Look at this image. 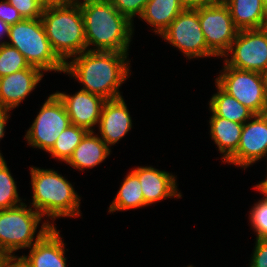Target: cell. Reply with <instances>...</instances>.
<instances>
[{
    "label": "cell",
    "instance_id": "9a60e30c",
    "mask_svg": "<svg viewBox=\"0 0 267 267\" xmlns=\"http://www.w3.org/2000/svg\"><path fill=\"white\" fill-rule=\"evenodd\" d=\"M98 125L100 138L109 147L131 130L132 119L123 97L104 102Z\"/></svg>",
    "mask_w": 267,
    "mask_h": 267
},
{
    "label": "cell",
    "instance_id": "836d02e7",
    "mask_svg": "<svg viewBox=\"0 0 267 267\" xmlns=\"http://www.w3.org/2000/svg\"><path fill=\"white\" fill-rule=\"evenodd\" d=\"M79 0H40L44 7L49 6H66L77 3Z\"/></svg>",
    "mask_w": 267,
    "mask_h": 267
},
{
    "label": "cell",
    "instance_id": "3957f363",
    "mask_svg": "<svg viewBox=\"0 0 267 267\" xmlns=\"http://www.w3.org/2000/svg\"><path fill=\"white\" fill-rule=\"evenodd\" d=\"M32 207L42 216L55 220L81 216L80 196L66 178L52 169L30 167Z\"/></svg>",
    "mask_w": 267,
    "mask_h": 267
},
{
    "label": "cell",
    "instance_id": "d4e9b609",
    "mask_svg": "<svg viewBox=\"0 0 267 267\" xmlns=\"http://www.w3.org/2000/svg\"><path fill=\"white\" fill-rule=\"evenodd\" d=\"M21 201L6 161L4 158L0 159V210L17 207L23 204Z\"/></svg>",
    "mask_w": 267,
    "mask_h": 267
},
{
    "label": "cell",
    "instance_id": "83f0119b",
    "mask_svg": "<svg viewBox=\"0 0 267 267\" xmlns=\"http://www.w3.org/2000/svg\"><path fill=\"white\" fill-rule=\"evenodd\" d=\"M111 2L115 9L119 11L123 16L127 17L132 23L133 18L137 15L141 16L144 7L149 0H106Z\"/></svg>",
    "mask_w": 267,
    "mask_h": 267
},
{
    "label": "cell",
    "instance_id": "ab89813d",
    "mask_svg": "<svg viewBox=\"0 0 267 267\" xmlns=\"http://www.w3.org/2000/svg\"><path fill=\"white\" fill-rule=\"evenodd\" d=\"M262 3L266 6L267 8V0H262Z\"/></svg>",
    "mask_w": 267,
    "mask_h": 267
},
{
    "label": "cell",
    "instance_id": "44dd1931",
    "mask_svg": "<svg viewBox=\"0 0 267 267\" xmlns=\"http://www.w3.org/2000/svg\"><path fill=\"white\" fill-rule=\"evenodd\" d=\"M184 10L181 0H149L139 18L151 25L154 32L161 36Z\"/></svg>",
    "mask_w": 267,
    "mask_h": 267
},
{
    "label": "cell",
    "instance_id": "7402d4cb",
    "mask_svg": "<svg viewBox=\"0 0 267 267\" xmlns=\"http://www.w3.org/2000/svg\"><path fill=\"white\" fill-rule=\"evenodd\" d=\"M216 89L218 92L212 95L209 102L210 111L216 116L244 124L255 115L237 99L223 91L217 84Z\"/></svg>",
    "mask_w": 267,
    "mask_h": 267
},
{
    "label": "cell",
    "instance_id": "4fadbf2b",
    "mask_svg": "<svg viewBox=\"0 0 267 267\" xmlns=\"http://www.w3.org/2000/svg\"><path fill=\"white\" fill-rule=\"evenodd\" d=\"M64 103L70 122L88 131H94L92 127L99 123L101 110L106 101L102 96L79 90L73 95L56 92Z\"/></svg>",
    "mask_w": 267,
    "mask_h": 267
},
{
    "label": "cell",
    "instance_id": "f1b7e54d",
    "mask_svg": "<svg viewBox=\"0 0 267 267\" xmlns=\"http://www.w3.org/2000/svg\"><path fill=\"white\" fill-rule=\"evenodd\" d=\"M24 19L41 18L44 6L40 0H7Z\"/></svg>",
    "mask_w": 267,
    "mask_h": 267
},
{
    "label": "cell",
    "instance_id": "e0dca14e",
    "mask_svg": "<svg viewBox=\"0 0 267 267\" xmlns=\"http://www.w3.org/2000/svg\"><path fill=\"white\" fill-rule=\"evenodd\" d=\"M132 171L138 176L141 183L144 202L147 205L153 204L168 197L181 198L178 192L175 176L166 171L149 167H137Z\"/></svg>",
    "mask_w": 267,
    "mask_h": 267
},
{
    "label": "cell",
    "instance_id": "52a82bcc",
    "mask_svg": "<svg viewBox=\"0 0 267 267\" xmlns=\"http://www.w3.org/2000/svg\"><path fill=\"white\" fill-rule=\"evenodd\" d=\"M221 71L215 84L255 115L267 113V88L262 73L239 70L226 63Z\"/></svg>",
    "mask_w": 267,
    "mask_h": 267
},
{
    "label": "cell",
    "instance_id": "d6a6232c",
    "mask_svg": "<svg viewBox=\"0 0 267 267\" xmlns=\"http://www.w3.org/2000/svg\"><path fill=\"white\" fill-rule=\"evenodd\" d=\"M8 112H10V110L7 109H3L0 107V139H2V137H4V130L7 124V120L9 119ZM0 159H3L2 154L0 152Z\"/></svg>",
    "mask_w": 267,
    "mask_h": 267
},
{
    "label": "cell",
    "instance_id": "8992f818",
    "mask_svg": "<svg viewBox=\"0 0 267 267\" xmlns=\"http://www.w3.org/2000/svg\"><path fill=\"white\" fill-rule=\"evenodd\" d=\"M8 39L7 44L18 49L30 66L45 72H64V63L53 52L41 18L11 25Z\"/></svg>",
    "mask_w": 267,
    "mask_h": 267
},
{
    "label": "cell",
    "instance_id": "4316f807",
    "mask_svg": "<svg viewBox=\"0 0 267 267\" xmlns=\"http://www.w3.org/2000/svg\"><path fill=\"white\" fill-rule=\"evenodd\" d=\"M259 200L250 211V223L257 239H267V195Z\"/></svg>",
    "mask_w": 267,
    "mask_h": 267
},
{
    "label": "cell",
    "instance_id": "603a6c76",
    "mask_svg": "<svg viewBox=\"0 0 267 267\" xmlns=\"http://www.w3.org/2000/svg\"><path fill=\"white\" fill-rule=\"evenodd\" d=\"M145 206L148 205L144 202L141 183L138 176L131 170L125 177L114 201L110 204L108 212L113 213Z\"/></svg>",
    "mask_w": 267,
    "mask_h": 267
},
{
    "label": "cell",
    "instance_id": "f546056e",
    "mask_svg": "<svg viewBox=\"0 0 267 267\" xmlns=\"http://www.w3.org/2000/svg\"><path fill=\"white\" fill-rule=\"evenodd\" d=\"M250 267H267V239H257Z\"/></svg>",
    "mask_w": 267,
    "mask_h": 267
},
{
    "label": "cell",
    "instance_id": "484cf974",
    "mask_svg": "<svg viewBox=\"0 0 267 267\" xmlns=\"http://www.w3.org/2000/svg\"><path fill=\"white\" fill-rule=\"evenodd\" d=\"M30 67L18 49L8 44L0 45V78Z\"/></svg>",
    "mask_w": 267,
    "mask_h": 267
},
{
    "label": "cell",
    "instance_id": "f35d334b",
    "mask_svg": "<svg viewBox=\"0 0 267 267\" xmlns=\"http://www.w3.org/2000/svg\"><path fill=\"white\" fill-rule=\"evenodd\" d=\"M262 75H263L264 82H265V85H266V88H267V67L264 70V72L262 73Z\"/></svg>",
    "mask_w": 267,
    "mask_h": 267
},
{
    "label": "cell",
    "instance_id": "8fae6325",
    "mask_svg": "<svg viewBox=\"0 0 267 267\" xmlns=\"http://www.w3.org/2000/svg\"><path fill=\"white\" fill-rule=\"evenodd\" d=\"M228 66L263 73L267 67V27L239 30L225 57Z\"/></svg>",
    "mask_w": 267,
    "mask_h": 267
},
{
    "label": "cell",
    "instance_id": "74e56055",
    "mask_svg": "<svg viewBox=\"0 0 267 267\" xmlns=\"http://www.w3.org/2000/svg\"><path fill=\"white\" fill-rule=\"evenodd\" d=\"M9 257L0 249V267H4Z\"/></svg>",
    "mask_w": 267,
    "mask_h": 267
},
{
    "label": "cell",
    "instance_id": "ac0fdd59",
    "mask_svg": "<svg viewBox=\"0 0 267 267\" xmlns=\"http://www.w3.org/2000/svg\"><path fill=\"white\" fill-rule=\"evenodd\" d=\"M238 30L267 27V8L262 0H223Z\"/></svg>",
    "mask_w": 267,
    "mask_h": 267
},
{
    "label": "cell",
    "instance_id": "ffe728a7",
    "mask_svg": "<svg viewBox=\"0 0 267 267\" xmlns=\"http://www.w3.org/2000/svg\"><path fill=\"white\" fill-rule=\"evenodd\" d=\"M209 123L211 138L223 155L222 162H226L238 149L244 124L216 116L213 112Z\"/></svg>",
    "mask_w": 267,
    "mask_h": 267
},
{
    "label": "cell",
    "instance_id": "30bf717a",
    "mask_svg": "<svg viewBox=\"0 0 267 267\" xmlns=\"http://www.w3.org/2000/svg\"><path fill=\"white\" fill-rule=\"evenodd\" d=\"M161 36L189 59L215 56L208 49L197 10L185 9L171 22Z\"/></svg>",
    "mask_w": 267,
    "mask_h": 267
},
{
    "label": "cell",
    "instance_id": "7a4b0ae2",
    "mask_svg": "<svg viewBox=\"0 0 267 267\" xmlns=\"http://www.w3.org/2000/svg\"><path fill=\"white\" fill-rule=\"evenodd\" d=\"M84 21L86 47L89 51L128 53L133 24L111 2L106 0L78 1ZM94 49H89V46Z\"/></svg>",
    "mask_w": 267,
    "mask_h": 267
},
{
    "label": "cell",
    "instance_id": "6da1fadb",
    "mask_svg": "<svg viewBox=\"0 0 267 267\" xmlns=\"http://www.w3.org/2000/svg\"><path fill=\"white\" fill-rule=\"evenodd\" d=\"M128 53L86 50L64 64V72L84 85L81 89L105 100L121 98L119 87L130 73ZM129 66V67H128Z\"/></svg>",
    "mask_w": 267,
    "mask_h": 267
},
{
    "label": "cell",
    "instance_id": "cb8c5ba5",
    "mask_svg": "<svg viewBox=\"0 0 267 267\" xmlns=\"http://www.w3.org/2000/svg\"><path fill=\"white\" fill-rule=\"evenodd\" d=\"M88 132L85 128L70 124L58 136L48 152L52 157L66 162Z\"/></svg>",
    "mask_w": 267,
    "mask_h": 267
},
{
    "label": "cell",
    "instance_id": "1f68e13d",
    "mask_svg": "<svg viewBox=\"0 0 267 267\" xmlns=\"http://www.w3.org/2000/svg\"><path fill=\"white\" fill-rule=\"evenodd\" d=\"M223 0H181L182 5L185 9L196 10L205 6H210L221 2Z\"/></svg>",
    "mask_w": 267,
    "mask_h": 267
},
{
    "label": "cell",
    "instance_id": "ba28073f",
    "mask_svg": "<svg viewBox=\"0 0 267 267\" xmlns=\"http://www.w3.org/2000/svg\"><path fill=\"white\" fill-rule=\"evenodd\" d=\"M71 124L64 103L56 93L42 105L39 114L27 130L25 139L29 146L48 152L58 136Z\"/></svg>",
    "mask_w": 267,
    "mask_h": 267
},
{
    "label": "cell",
    "instance_id": "9c48e42d",
    "mask_svg": "<svg viewBox=\"0 0 267 267\" xmlns=\"http://www.w3.org/2000/svg\"><path fill=\"white\" fill-rule=\"evenodd\" d=\"M196 10L208 49L215 57H224L239 31L228 6L221 1Z\"/></svg>",
    "mask_w": 267,
    "mask_h": 267
},
{
    "label": "cell",
    "instance_id": "5b68a950",
    "mask_svg": "<svg viewBox=\"0 0 267 267\" xmlns=\"http://www.w3.org/2000/svg\"><path fill=\"white\" fill-rule=\"evenodd\" d=\"M32 208L30 205L27 208L23 203L0 210V249L9 258L18 257L13 255L14 251L32 247L51 227H55L53 223L45 221L34 239L43 216Z\"/></svg>",
    "mask_w": 267,
    "mask_h": 267
},
{
    "label": "cell",
    "instance_id": "8d00e7d4",
    "mask_svg": "<svg viewBox=\"0 0 267 267\" xmlns=\"http://www.w3.org/2000/svg\"><path fill=\"white\" fill-rule=\"evenodd\" d=\"M255 188L258 189L260 193L267 195V177L264 179V181L260 182V184L258 183Z\"/></svg>",
    "mask_w": 267,
    "mask_h": 267
},
{
    "label": "cell",
    "instance_id": "7c38bea8",
    "mask_svg": "<svg viewBox=\"0 0 267 267\" xmlns=\"http://www.w3.org/2000/svg\"><path fill=\"white\" fill-rule=\"evenodd\" d=\"M251 120L244 123L238 149L226 161L244 169L265 157L267 151V113Z\"/></svg>",
    "mask_w": 267,
    "mask_h": 267
},
{
    "label": "cell",
    "instance_id": "5bb4252c",
    "mask_svg": "<svg viewBox=\"0 0 267 267\" xmlns=\"http://www.w3.org/2000/svg\"><path fill=\"white\" fill-rule=\"evenodd\" d=\"M43 71L31 66L0 78V107L7 110L19 106L42 80Z\"/></svg>",
    "mask_w": 267,
    "mask_h": 267
},
{
    "label": "cell",
    "instance_id": "d590c367",
    "mask_svg": "<svg viewBox=\"0 0 267 267\" xmlns=\"http://www.w3.org/2000/svg\"><path fill=\"white\" fill-rule=\"evenodd\" d=\"M9 29L10 26L4 22L3 20L0 19V45L2 44H7V41L2 42L3 35H6L7 37L9 36Z\"/></svg>",
    "mask_w": 267,
    "mask_h": 267
},
{
    "label": "cell",
    "instance_id": "d6986e66",
    "mask_svg": "<svg viewBox=\"0 0 267 267\" xmlns=\"http://www.w3.org/2000/svg\"><path fill=\"white\" fill-rule=\"evenodd\" d=\"M94 131H89L66 161L74 169L94 168L110 154L109 146Z\"/></svg>",
    "mask_w": 267,
    "mask_h": 267
},
{
    "label": "cell",
    "instance_id": "e575fe53",
    "mask_svg": "<svg viewBox=\"0 0 267 267\" xmlns=\"http://www.w3.org/2000/svg\"><path fill=\"white\" fill-rule=\"evenodd\" d=\"M4 267H28L18 257L8 258Z\"/></svg>",
    "mask_w": 267,
    "mask_h": 267
},
{
    "label": "cell",
    "instance_id": "4dcf8cb0",
    "mask_svg": "<svg viewBox=\"0 0 267 267\" xmlns=\"http://www.w3.org/2000/svg\"><path fill=\"white\" fill-rule=\"evenodd\" d=\"M0 19L11 26L22 21L24 18L7 0H2L0 1Z\"/></svg>",
    "mask_w": 267,
    "mask_h": 267
},
{
    "label": "cell",
    "instance_id": "2e32d148",
    "mask_svg": "<svg viewBox=\"0 0 267 267\" xmlns=\"http://www.w3.org/2000/svg\"><path fill=\"white\" fill-rule=\"evenodd\" d=\"M29 255L18 257L28 267H66L65 244L51 227L33 246Z\"/></svg>",
    "mask_w": 267,
    "mask_h": 267
},
{
    "label": "cell",
    "instance_id": "277c9868",
    "mask_svg": "<svg viewBox=\"0 0 267 267\" xmlns=\"http://www.w3.org/2000/svg\"><path fill=\"white\" fill-rule=\"evenodd\" d=\"M53 52L65 64L87 50L80 4L44 7L41 16Z\"/></svg>",
    "mask_w": 267,
    "mask_h": 267
}]
</instances>
